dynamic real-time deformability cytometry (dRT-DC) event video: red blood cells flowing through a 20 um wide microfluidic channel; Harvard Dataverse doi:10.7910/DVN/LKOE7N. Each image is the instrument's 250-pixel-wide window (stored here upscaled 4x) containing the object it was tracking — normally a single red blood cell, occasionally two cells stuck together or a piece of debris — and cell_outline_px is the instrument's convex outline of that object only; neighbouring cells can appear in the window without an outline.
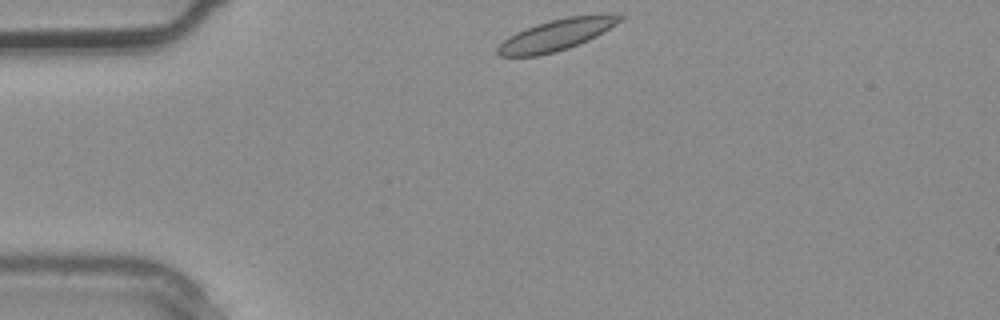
{"species": "common noctule bat (a hibernating species)", "species_latin": "Nyctalus noctula", "temperature_condition": "warm", "stored_images_in_passage": 2, "camera_frame_rate_fps": 3000, "um_per_image_px": 0.085, "animal": {"sex": "male", "body_mass_g": 20.4}, "frame": {"image": 1, "passage_image": 1, "time_ms": 0.0, "image_size_px": [1000, 320], "cell_outline_px": [[624, 16], [616, 24], [596, 36], [588, 40], [568, 48], [556, 52], [536, 56], [500, 56], [496, 52], [496, 48], [504, 40], [516, 32], [536, 24], [568, 16], [600, 12], [612, 12]], "centroid_in_image_um": [47.35, 2.93], "position_along_channel_um": 37.6, "area_um2": 22.48}}
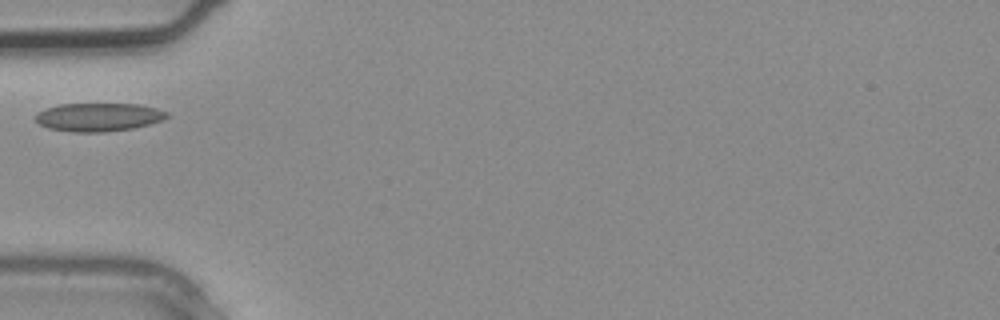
{"frame": {"image": 2, "passage_image": 2, "time_ms": 0.333, "image_size_px": [1000, 320], "cell_outline_px": [[168, 116], [164, 120], [152, 124], [132, 128], [104, 132], [72, 132], [48, 128], [40, 124], [36, 120], [36, 116], [44, 108], [60, 104], [140, 104], [156, 108], [168, 112]], "centroid_in_image_um": [8.41, 9.95], "position_along_channel_um": 76.6, "area_um2": 21.73}}